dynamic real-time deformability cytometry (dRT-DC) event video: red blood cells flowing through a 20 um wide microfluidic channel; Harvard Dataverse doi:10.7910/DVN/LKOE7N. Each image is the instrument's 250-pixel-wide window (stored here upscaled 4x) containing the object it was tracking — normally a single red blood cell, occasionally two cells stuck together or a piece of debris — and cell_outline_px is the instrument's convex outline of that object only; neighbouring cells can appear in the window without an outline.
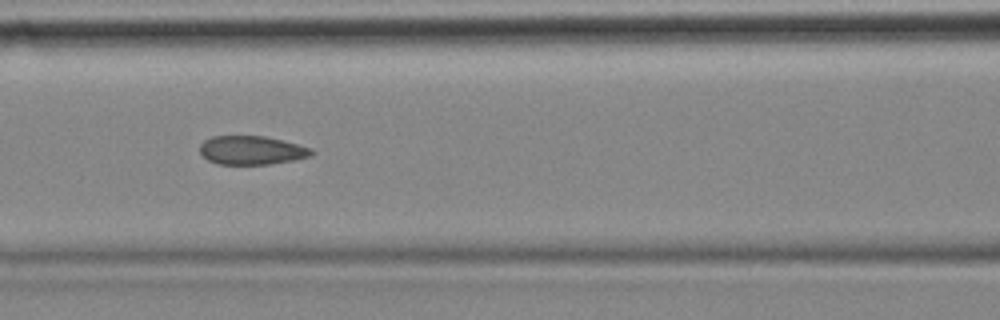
{"species": "common noctule bat (a hibernating species)", "species_latin": "Nyctalus noctula", "temperature_condition": "cold", "stored_images_in_passage": 14, "camera_frame_rate_fps": 3000, "um_per_image_px": 0.085, "animal": {"sex": "female", "body_mass_g": 18.4}, "frame": {"image": 1, "passage_image": 5, "time_ms": 1.333, "image_size_px": [1000, 320], "cell_outline_px": [[316, 152], [308, 156], [292, 160], [268, 164], [216, 164], [208, 160], [200, 152], [200, 144], [204, 140], [212, 136], [264, 136], [312, 148]], "centroid_in_image_um": [21.35, 12.77], "position_along_channel_um": 145.2, "area_um2": 18.5}}
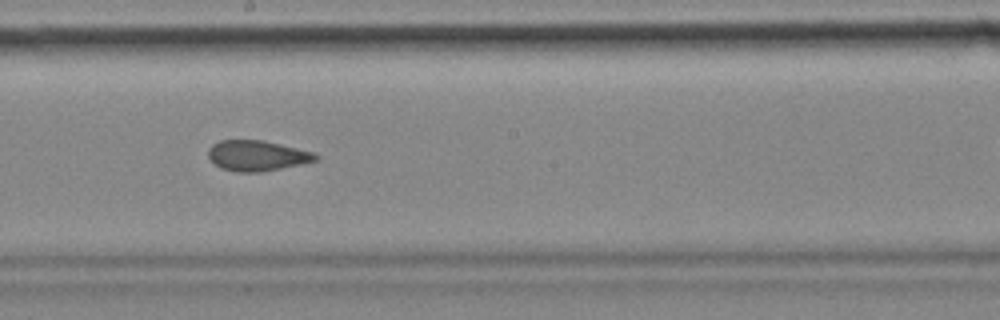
{"frame": {"image": 2, "passage_image": 7, "time_ms": 2.0, "image_size_px": [1000, 320], "cell_outline_px": [[320, 156], [316, 160], [300, 164], [260, 172], [236, 172], [220, 168], [208, 156], [208, 148], [212, 144], [220, 140], [264, 140], [312, 152]], "centroid_in_image_um": [21.81, 13.22], "position_along_channel_um": 226.4, "area_um2": 18.9}}
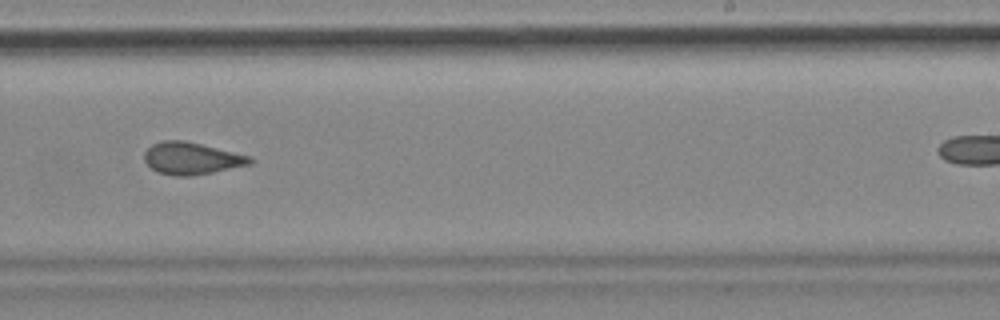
{"frame": {"image": 3, "passage_image": 8, "time_ms": 2.333, "image_size_px": [1000, 320], "cell_outline_px": [[252, 164], [192, 176], [176, 176], [156, 172], [144, 160], [144, 152], [152, 144], [164, 140], [184, 140], [252, 156]], "centroid_in_image_um": [16.28, 13.46], "position_along_channel_um": 272.7, "area_um2": 19.77}}